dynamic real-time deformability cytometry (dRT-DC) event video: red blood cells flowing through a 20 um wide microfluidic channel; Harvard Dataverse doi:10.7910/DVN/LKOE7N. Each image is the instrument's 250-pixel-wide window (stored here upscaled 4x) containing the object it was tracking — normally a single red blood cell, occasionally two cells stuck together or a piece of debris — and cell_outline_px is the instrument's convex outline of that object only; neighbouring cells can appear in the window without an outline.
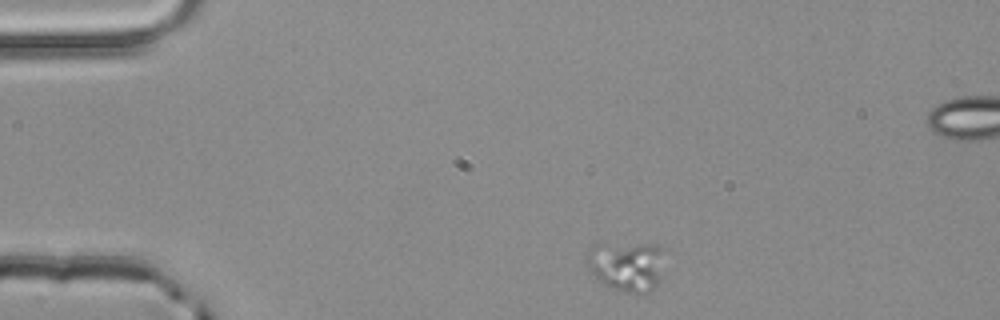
{"species": "common noctule bat (a hibernating species)", "species_latin": "Nyctalus noctula", "temperature_condition": "room temperature", "stored_images_in_passage": 4, "camera_frame_rate_fps": 3000, "um_per_image_px": 0.085, "animal": {"sex": "male", "body_mass_g": 20.4}, "frame": {"image": 1, "passage_image": 4, "time_ms": 1.0, "image_size_px": [1000, 320], "cell_outline_px": [[660, 280], [652, 288], [644, 292], [624, 292], [600, 284], [596, 280], [588, 264], [588, 248], [596, 244], [656, 244], [660, 248]], "centroid_in_image_um": [53.19, 22.61], "position_along_channel_um": 31.8, "area_um2": 22.08}}